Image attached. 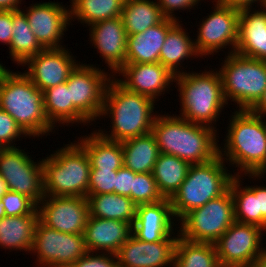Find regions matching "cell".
I'll return each instance as SVG.
<instances>
[{
    "instance_id": "obj_21",
    "label": "cell",
    "mask_w": 266,
    "mask_h": 267,
    "mask_svg": "<svg viewBox=\"0 0 266 267\" xmlns=\"http://www.w3.org/2000/svg\"><path fill=\"white\" fill-rule=\"evenodd\" d=\"M174 221L175 218L168 198L157 203L141 204L136 207V219L132 225V234L144 242L163 241L168 236L179 234L178 224H175Z\"/></svg>"
},
{
    "instance_id": "obj_7",
    "label": "cell",
    "mask_w": 266,
    "mask_h": 267,
    "mask_svg": "<svg viewBox=\"0 0 266 267\" xmlns=\"http://www.w3.org/2000/svg\"><path fill=\"white\" fill-rule=\"evenodd\" d=\"M42 158L44 193L47 196L87 197L91 165L75 141Z\"/></svg>"
},
{
    "instance_id": "obj_27",
    "label": "cell",
    "mask_w": 266,
    "mask_h": 267,
    "mask_svg": "<svg viewBox=\"0 0 266 267\" xmlns=\"http://www.w3.org/2000/svg\"><path fill=\"white\" fill-rule=\"evenodd\" d=\"M87 153L91 169L118 170L123 163L122 144L102 137L97 130L76 141Z\"/></svg>"
},
{
    "instance_id": "obj_32",
    "label": "cell",
    "mask_w": 266,
    "mask_h": 267,
    "mask_svg": "<svg viewBox=\"0 0 266 267\" xmlns=\"http://www.w3.org/2000/svg\"><path fill=\"white\" fill-rule=\"evenodd\" d=\"M12 24V38L8 47L9 55L13 62L22 66L44 48L38 43L21 8L12 10Z\"/></svg>"
},
{
    "instance_id": "obj_36",
    "label": "cell",
    "mask_w": 266,
    "mask_h": 267,
    "mask_svg": "<svg viewBox=\"0 0 266 267\" xmlns=\"http://www.w3.org/2000/svg\"><path fill=\"white\" fill-rule=\"evenodd\" d=\"M70 20L89 26L95 22L121 16L124 0H70Z\"/></svg>"
},
{
    "instance_id": "obj_16",
    "label": "cell",
    "mask_w": 266,
    "mask_h": 267,
    "mask_svg": "<svg viewBox=\"0 0 266 267\" xmlns=\"http://www.w3.org/2000/svg\"><path fill=\"white\" fill-rule=\"evenodd\" d=\"M38 43L44 49L66 47L62 45L64 32L70 26L69 8L62 2H40L22 9Z\"/></svg>"
},
{
    "instance_id": "obj_15",
    "label": "cell",
    "mask_w": 266,
    "mask_h": 267,
    "mask_svg": "<svg viewBox=\"0 0 266 267\" xmlns=\"http://www.w3.org/2000/svg\"><path fill=\"white\" fill-rule=\"evenodd\" d=\"M39 220L67 234H84L89 216L86 197L47 196L38 204Z\"/></svg>"
},
{
    "instance_id": "obj_11",
    "label": "cell",
    "mask_w": 266,
    "mask_h": 267,
    "mask_svg": "<svg viewBox=\"0 0 266 267\" xmlns=\"http://www.w3.org/2000/svg\"><path fill=\"white\" fill-rule=\"evenodd\" d=\"M23 149L0 150V176L9 191L32 199L37 205L45 197L42 160L35 162Z\"/></svg>"
},
{
    "instance_id": "obj_38",
    "label": "cell",
    "mask_w": 266,
    "mask_h": 267,
    "mask_svg": "<svg viewBox=\"0 0 266 267\" xmlns=\"http://www.w3.org/2000/svg\"><path fill=\"white\" fill-rule=\"evenodd\" d=\"M6 216H20L35 213L38 205L29 197L6 190L0 199Z\"/></svg>"
},
{
    "instance_id": "obj_25",
    "label": "cell",
    "mask_w": 266,
    "mask_h": 267,
    "mask_svg": "<svg viewBox=\"0 0 266 267\" xmlns=\"http://www.w3.org/2000/svg\"><path fill=\"white\" fill-rule=\"evenodd\" d=\"M180 22L182 21H178L168 31L159 55V63L175 76L187 72L181 69L184 60L201 57L196 50L194 39L192 40L190 34L186 32L187 29L183 28V24Z\"/></svg>"
},
{
    "instance_id": "obj_24",
    "label": "cell",
    "mask_w": 266,
    "mask_h": 267,
    "mask_svg": "<svg viewBox=\"0 0 266 267\" xmlns=\"http://www.w3.org/2000/svg\"><path fill=\"white\" fill-rule=\"evenodd\" d=\"M177 22L165 18L161 23L148 28L145 32L127 36L125 64L159 62L160 51L168 31Z\"/></svg>"
},
{
    "instance_id": "obj_45",
    "label": "cell",
    "mask_w": 266,
    "mask_h": 267,
    "mask_svg": "<svg viewBox=\"0 0 266 267\" xmlns=\"http://www.w3.org/2000/svg\"><path fill=\"white\" fill-rule=\"evenodd\" d=\"M217 1L224 5L237 8L239 10L242 8H252L254 3L255 7H257L258 5L260 7L266 6V0H217Z\"/></svg>"
},
{
    "instance_id": "obj_26",
    "label": "cell",
    "mask_w": 266,
    "mask_h": 267,
    "mask_svg": "<svg viewBox=\"0 0 266 267\" xmlns=\"http://www.w3.org/2000/svg\"><path fill=\"white\" fill-rule=\"evenodd\" d=\"M38 220V210L27 215L3 217L0 220V247L30 253Z\"/></svg>"
},
{
    "instance_id": "obj_28",
    "label": "cell",
    "mask_w": 266,
    "mask_h": 267,
    "mask_svg": "<svg viewBox=\"0 0 266 267\" xmlns=\"http://www.w3.org/2000/svg\"><path fill=\"white\" fill-rule=\"evenodd\" d=\"M44 109L48 121L58 127L69 124H90V122L73 106L70 100V88L65 83L50 87L43 91ZM59 124L58 126L55 124Z\"/></svg>"
},
{
    "instance_id": "obj_31",
    "label": "cell",
    "mask_w": 266,
    "mask_h": 267,
    "mask_svg": "<svg viewBox=\"0 0 266 267\" xmlns=\"http://www.w3.org/2000/svg\"><path fill=\"white\" fill-rule=\"evenodd\" d=\"M89 216L113 219L133 225L137 205L127 196L116 193L87 195Z\"/></svg>"
},
{
    "instance_id": "obj_50",
    "label": "cell",
    "mask_w": 266,
    "mask_h": 267,
    "mask_svg": "<svg viewBox=\"0 0 266 267\" xmlns=\"http://www.w3.org/2000/svg\"><path fill=\"white\" fill-rule=\"evenodd\" d=\"M6 190H7L6 183L3 180V178L0 176V199H1V196L5 193Z\"/></svg>"
},
{
    "instance_id": "obj_6",
    "label": "cell",
    "mask_w": 266,
    "mask_h": 267,
    "mask_svg": "<svg viewBox=\"0 0 266 267\" xmlns=\"http://www.w3.org/2000/svg\"><path fill=\"white\" fill-rule=\"evenodd\" d=\"M225 163L218 154L208 162L191 164L185 180L169 199L175 223L229 189L235 175L230 173Z\"/></svg>"
},
{
    "instance_id": "obj_33",
    "label": "cell",
    "mask_w": 266,
    "mask_h": 267,
    "mask_svg": "<svg viewBox=\"0 0 266 267\" xmlns=\"http://www.w3.org/2000/svg\"><path fill=\"white\" fill-rule=\"evenodd\" d=\"M191 164L171 154L160 153L154 165L153 177L164 198L170 199L188 174Z\"/></svg>"
},
{
    "instance_id": "obj_47",
    "label": "cell",
    "mask_w": 266,
    "mask_h": 267,
    "mask_svg": "<svg viewBox=\"0 0 266 267\" xmlns=\"http://www.w3.org/2000/svg\"><path fill=\"white\" fill-rule=\"evenodd\" d=\"M249 111L255 115L266 112V89L258 102Z\"/></svg>"
},
{
    "instance_id": "obj_19",
    "label": "cell",
    "mask_w": 266,
    "mask_h": 267,
    "mask_svg": "<svg viewBox=\"0 0 266 267\" xmlns=\"http://www.w3.org/2000/svg\"><path fill=\"white\" fill-rule=\"evenodd\" d=\"M176 236L159 242H144L133 234L115 254L119 267H171L173 266Z\"/></svg>"
},
{
    "instance_id": "obj_49",
    "label": "cell",
    "mask_w": 266,
    "mask_h": 267,
    "mask_svg": "<svg viewBox=\"0 0 266 267\" xmlns=\"http://www.w3.org/2000/svg\"><path fill=\"white\" fill-rule=\"evenodd\" d=\"M252 267H266V248L254 261Z\"/></svg>"
},
{
    "instance_id": "obj_10",
    "label": "cell",
    "mask_w": 266,
    "mask_h": 267,
    "mask_svg": "<svg viewBox=\"0 0 266 267\" xmlns=\"http://www.w3.org/2000/svg\"><path fill=\"white\" fill-rule=\"evenodd\" d=\"M38 267H70L87 253L84 234H67L37 221L30 254Z\"/></svg>"
},
{
    "instance_id": "obj_35",
    "label": "cell",
    "mask_w": 266,
    "mask_h": 267,
    "mask_svg": "<svg viewBox=\"0 0 266 267\" xmlns=\"http://www.w3.org/2000/svg\"><path fill=\"white\" fill-rule=\"evenodd\" d=\"M172 267H221V265L214 244L189 241L178 235Z\"/></svg>"
},
{
    "instance_id": "obj_46",
    "label": "cell",
    "mask_w": 266,
    "mask_h": 267,
    "mask_svg": "<svg viewBox=\"0 0 266 267\" xmlns=\"http://www.w3.org/2000/svg\"><path fill=\"white\" fill-rule=\"evenodd\" d=\"M255 195L257 196L258 212L266 220V186H255Z\"/></svg>"
},
{
    "instance_id": "obj_30",
    "label": "cell",
    "mask_w": 266,
    "mask_h": 267,
    "mask_svg": "<svg viewBox=\"0 0 266 267\" xmlns=\"http://www.w3.org/2000/svg\"><path fill=\"white\" fill-rule=\"evenodd\" d=\"M120 17L127 36L145 32L165 19L156 0H124Z\"/></svg>"
},
{
    "instance_id": "obj_42",
    "label": "cell",
    "mask_w": 266,
    "mask_h": 267,
    "mask_svg": "<svg viewBox=\"0 0 266 267\" xmlns=\"http://www.w3.org/2000/svg\"><path fill=\"white\" fill-rule=\"evenodd\" d=\"M202 1L204 0H157V4L165 18L179 21V17H176L174 11H185L186 9L190 11L192 8L195 9V7Z\"/></svg>"
},
{
    "instance_id": "obj_34",
    "label": "cell",
    "mask_w": 266,
    "mask_h": 267,
    "mask_svg": "<svg viewBox=\"0 0 266 267\" xmlns=\"http://www.w3.org/2000/svg\"><path fill=\"white\" fill-rule=\"evenodd\" d=\"M242 177V178H241ZM243 174L235 175L229 189L234 201V218L236 222L252 224L266 231V220L258 212L255 185L243 186ZM242 186V187H241Z\"/></svg>"
},
{
    "instance_id": "obj_20",
    "label": "cell",
    "mask_w": 266,
    "mask_h": 267,
    "mask_svg": "<svg viewBox=\"0 0 266 267\" xmlns=\"http://www.w3.org/2000/svg\"><path fill=\"white\" fill-rule=\"evenodd\" d=\"M89 31L91 45L115 75L126 63L127 34L121 17L95 22Z\"/></svg>"
},
{
    "instance_id": "obj_53",
    "label": "cell",
    "mask_w": 266,
    "mask_h": 267,
    "mask_svg": "<svg viewBox=\"0 0 266 267\" xmlns=\"http://www.w3.org/2000/svg\"><path fill=\"white\" fill-rule=\"evenodd\" d=\"M258 116L261 117L263 124L265 126V129H266V120L264 119L265 118L264 116H266V112L260 113Z\"/></svg>"
},
{
    "instance_id": "obj_22",
    "label": "cell",
    "mask_w": 266,
    "mask_h": 267,
    "mask_svg": "<svg viewBox=\"0 0 266 267\" xmlns=\"http://www.w3.org/2000/svg\"><path fill=\"white\" fill-rule=\"evenodd\" d=\"M257 8L240 9L235 53L266 61V6Z\"/></svg>"
},
{
    "instance_id": "obj_9",
    "label": "cell",
    "mask_w": 266,
    "mask_h": 267,
    "mask_svg": "<svg viewBox=\"0 0 266 267\" xmlns=\"http://www.w3.org/2000/svg\"><path fill=\"white\" fill-rule=\"evenodd\" d=\"M235 222L230 189L187 213L179 222V235L189 241L214 244Z\"/></svg>"
},
{
    "instance_id": "obj_3",
    "label": "cell",
    "mask_w": 266,
    "mask_h": 267,
    "mask_svg": "<svg viewBox=\"0 0 266 267\" xmlns=\"http://www.w3.org/2000/svg\"><path fill=\"white\" fill-rule=\"evenodd\" d=\"M154 103L157 102L148 96L126 90L113 77L107 85L100 115L111 118V133L101 128L97 132L118 142L150 133L158 113H154Z\"/></svg>"
},
{
    "instance_id": "obj_4",
    "label": "cell",
    "mask_w": 266,
    "mask_h": 267,
    "mask_svg": "<svg viewBox=\"0 0 266 267\" xmlns=\"http://www.w3.org/2000/svg\"><path fill=\"white\" fill-rule=\"evenodd\" d=\"M200 72L189 71L175 76L174 85L178 87L181 105L178 116L217 131L215 124L228 105L223 95L221 75L212 68Z\"/></svg>"
},
{
    "instance_id": "obj_14",
    "label": "cell",
    "mask_w": 266,
    "mask_h": 267,
    "mask_svg": "<svg viewBox=\"0 0 266 267\" xmlns=\"http://www.w3.org/2000/svg\"><path fill=\"white\" fill-rule=\"evenodd\" d=\"M263 231L266 234L261 227L235 221L214 243L221 267H252L266 248Z\"/></svg>"
},
{
    "instance_id": "obj_12",
    "label": "cell",
    "mask_w": 266,
    "mask_h": 267,
    "mask_svg": "<svg viewBox=\"0 0 266 267\" xmlns=\"http://www.w3.org/2000/svg\"><path fill=\"white\" fill-rule=\"evenodd\" d=\"M213 2V11L206 18L203 17L194 39L196 50L202 58L215 55L224 48H229L227 54L235 53L238 42L240 10L217 0Z\"/></svg>"
},
{
    "instance_id": "obj_5",
    "label": "cell",
    "mask_w": 266,
    "mask_h": 267,
    "mask_svg": "<svg viewBox=\"0 0 266 267\" xmlns=\"http://www.w3.org/2000/svg\"><path fill=\"white\" fill-rule=\"evenodd\" d=\"M0 108L15 119L30 137L48 136L55 128L45 114L43 91L23 72L7 69L2 74Z\"/></svg>"
},
{
    "instance_id": "obj_43",
    "label": "cell",
    "mask_w": 266,
    "mask_h": 267,
    "mask_svg": "<svg viewBox=\"0 0 266 267\" xmlns=\"http://www.w3.org/2000/svg\"><path fill=\"white\" fill-rule=\"evenodd\" d=\"M134 184V172L124 165L117 170L115 193L131 199Z\"/></svg>"
},
{
    "instance_id": "obj_23",
    "label": "cell",
    "mask_w": 266,
    "mask_h": 267,
    "mask_svg": "<svg viewBox=\"0 0 266 267\" xmlns=\"http://www.w3.org/2000/svg\"><path fill=\"white\" fill-rule=\"evenodd\" d=\"M132 234V226L123 221L88 216L84 240L87 252L116 254Z\"/></svg>"
},
{
    "instance_id": "obj_37",
    "label": "cell",
    "mask_w": 266,
    "mask_h": 267,
    "mask_svg": "<svg viewBox=\"0 0 266 267\" xmlns=\"http://www.w3.org/2000/svg\"><path fill=\"white\" fill-rule=\"evenodd\" d=\"M165 199L160 193L152 173H134L131 200L138 206L157 203Z\"/></svg>"
},
{
    "instance_id": "obj_41",
    "label": "cell",
    "mask_w": 266,
    "mask_h": 267,
    "mask_svg": "<svg viewBox=\"0 0 266 267\" xmlns=\"http://www.w3.org/2000/svg\"><path fill=\"white\" fill-rule=\"evenodd\" d=\"M70 267H119V265L115 254L87 252Z\"/></svg>"
},
{
    "instance_id": "obj_48",
    "label": "cell",
    "mask_w": 266,
    "mask_h": 267,
    "mask_svg": "<svg viewBox=\"0 0 266 267\" xmlns=\"http://www.w3.org/2000/svg\"><path fill=\"white\" fill-rule=\"evenodd\" d=\"M22 0H0V11L20 9Z\"/></svg>"
},
{
    "instance_id": "obj_1",
    "label": "cell",
    "mask_w": 266,
    "mask_h": 267,
    "mask_svg": "<svg viewBox=\"0 0 266 267\" xmlns=\"http://www.w3.org/2000/svg\"><path fill=\"white\" fill-rule=\"evenodd\" d=\"M229 120L222 148L219 144V155L229 162L228 166L240 170L234 175L243 174L254 180L263 178L266 174V129L261 117L249 110L234 109Z\"/></svg>"
},
{
    "instance_id": "obj_13",
    "label": "cell",
    "mask_w": 266,
    "mask_h": 267,
    "mask_svg": "<svg viewBox=\"0 0 266 267\" xmlns=\"http://www.w3.org/2000/svg\"><path fill=\"white\" fill-rule=\"evenodd\" d=\"M94 64L79 61L67 80L73 106L91 123L102 113L104 96L113 75Z\"/></svg>"
},
{
    "instance_id": "obj_40",
    "label": "cell",
    "mask_w": 266,
    "mask_h": 267,
    "mask_svg": "<svg viewBox=\"0 0 266 267\" xmlns=\"http://www.w3.org/2000/svg\"><path fill=\"white\" fill-rule=\"evenodd\" d=\"M117 170L91 169L87 195L115 193Z\"/></svg>"
},
{
    "instance_id": "obj_2",
    "label": "cell",
    "mask_w": 266,
    "mask_h": 267,
    "mask_svg": "<svg viewBox=\"0 0 266 267\" xmlns=\"http://www.w3.org/2000/svg\"><path fill=\"white\" fill-rule=\"evenodd\" d=\"M151 132L160 153L177 156L190 164L208 162L219 154L218 131L176 114L158 113Z\"/></svg>"
},
{
    "instance_id": "obj_8",
    "label": "cell",
    "mask_w": 266,
    "mask_h": 267,
    "mask_svg": "<svg viewBox=\"0 0 266 267\" xmlns=\"http://www.w3.org/2000/svg\"><path fill=\"white\" fill-rule=\"evenodd\" d=\"M224 58L218 71L225 101L237 103V110H250L266 89V61L236 53Z\"/></svg>"
},
{
    "instance_id": "obj_17",
    "label": "cell",
    "mask_w": 266,
    "mask_h": 267,
    "mask_svg": "<svg viewBox=\"0 0 266 267\" xmlns=\"http://www.w3.org/2000/svg\"><path fill=\"white\" fill-rule=\"evenodd\" d=\"M75 58L65 47L43 49L22 65L28 69L23 73L38 89L44 91L68 80L70 73L79 63Z\"/></svg>"
},
{
    "instance_id": "obj_51",
    "label": "cell",
    "mask_w": 266,
    "mask_h": 267,
    "mask_svg": "<svg viewBox=\"0 0 266 267\" xmlns=\"http://www.w3.org/2000/svg\"><path fill=\"white\" fill-rule=\"evenodd\" d=\"M5 216H6V214H5L4 207H3V205H2V203L0 201V220Z\"/></svg>"
},
{
    "instance_id": "obj_39",
    "label": "cell",
    "mask_w": 266,
    "mask_h": 267,
    "mask_svg": "<svg viewBox=\"0 0 266 267\" xmlns=\"http://www.w3.org/2000/svg\"><path fill=\"white\" fill-rule=\"evenodd\" d=\"M31 138L22 127L6 111L0 108V147L16 148L15 141L18 138ZM15 145H14V144Z\"/></svg>"
},
{
    "instance_id": "obj_44",
    "label": "cell",
    "mask_w": 266,
    "mask_h": 267,
    "mask_svg": "<svg viewBox=\"0 0 266 267\" xmlns=\"http://www.w3.org/2000/svg\"><path fill=\"white\" fill-rule=\"evenodd\" d=\"M12 10L0 11V43L10 45L12 38Z\"/></svg>"
},
{
    "instance_id": "obj_52",
    "label": "cell",
    "mask_w": 266,
    "mask_h": 267,
    "mask_svg": "<svg viewBox=\"0 0 266 267\" xmlns=\"http://www.w3.org/2000/svg\"><path fill=\"white\" fill-rule=\"evenodd\" d=\"M3 63L0 62V78L2 76V74L7 70L6 66L2 65Z\"/></svg>"
},
{
    "instance_id": "obj_18",
    "label": "cell",
    "mask_w": 266,
    "mask_h": 267,
    "mask_svg": "<svg viewBox=\"0 0 266 267\" xmlns=\"http://www.w3.org/2000/svg\"><path fill=\"white\" fill-rule=\"evenodd\" d=\"M117 74L124 78H117ZM113 77L126 90L148 96L155 102L175 80V75L159 62L125 64Z\"/></svg>"
},
{
    "instance_id": "obj_29",
    "label": "cell",
    "mask_w": 266,
    "mask_h": 267,
    "mask_svg": "<svg viewBox=\"0 0 266 267\" xmlns=\"http://www.w3.org/2000/svg\"><path fill=\"white\" fill-rule=\"evenodd\" d=\"M122 144L124 166L134 173H152L160 154L152 132L127 139Z\"/></svg>"
}]
</instances>
